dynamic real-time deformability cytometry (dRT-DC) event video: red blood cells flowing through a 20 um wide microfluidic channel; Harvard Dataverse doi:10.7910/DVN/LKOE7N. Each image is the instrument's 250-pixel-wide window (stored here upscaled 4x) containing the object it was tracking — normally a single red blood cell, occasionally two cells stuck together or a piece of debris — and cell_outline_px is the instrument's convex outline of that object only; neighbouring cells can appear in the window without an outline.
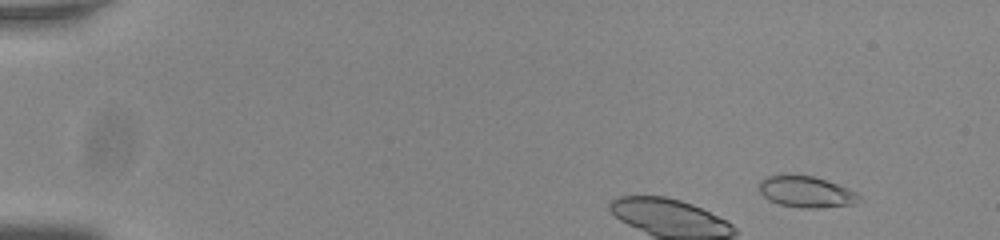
{"species": "common noctule bat (a hibernating species)", "species_latin": "Nyctalus noctula", "temperature_condition": "room temperature", "stored_images_in_passage": 12, "camera_frame_rate_fps": 3000, "um_per_image_px": 0.085, "animal": {"sex": "male", "body_mass_g": 20.0, "forearm_length_mm": 53.3}, "frame": {"image": 1, "passage_image": 6, "time_ms": 1.667, "image_size_px": [1000, 240], "cell_outline_px": [[860, 196], [852, 204], [820, 208], [804, 208], [780, 204], [768, 200], [760, 192], [760, 180], [768, 176], [812, 176], [848, 188], [856, 192]], "centroid_in_image_um": [68.51, 16.32], "position_along_channel_um": 16.5, "area_um2": 17.63}}